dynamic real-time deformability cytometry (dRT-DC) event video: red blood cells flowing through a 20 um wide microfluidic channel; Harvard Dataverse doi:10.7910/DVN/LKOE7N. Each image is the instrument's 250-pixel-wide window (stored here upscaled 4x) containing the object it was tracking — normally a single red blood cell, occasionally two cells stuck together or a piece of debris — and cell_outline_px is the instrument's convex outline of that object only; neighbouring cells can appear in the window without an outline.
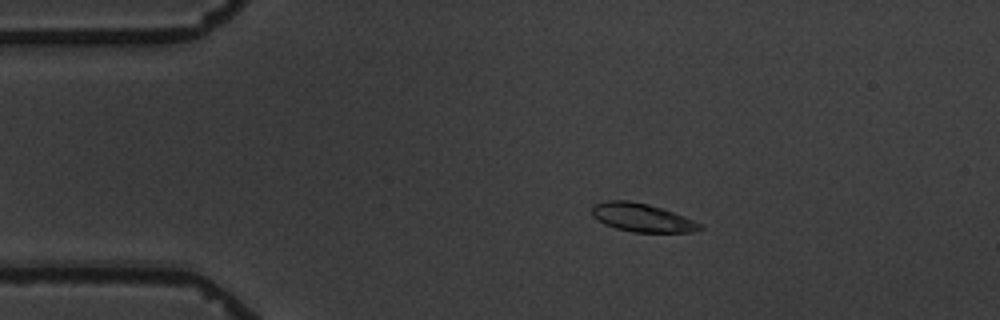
{"species": "common noctule bat (a hibernating species)", "species_latin": "Nyctalus noctula", "temperature_condition": "warm", "stored_images_in_passage": 7, "camera_frame_rate_fps": 3000, "um_per_image_px": 0.085, "animal": {"sex": "male", "body_mass_g": 19.5, "forearm_length_mm": 54.6}, "frame": {"image": 1, "passage_image": 3, "time_ms": 2.333, "image_size_px": [1000, 320], "cell_outline_px": [[704, 228], [692, 232], [632, 232], [616, 228], [604, 224], [592, 216], [592, 204], [608, 200], [628, 200], [648, 204], [684, 216], [700, 224]], "centroid_in_image_um": [54.52, 18.49], "position_along_channel_um": 30.5, "area_um2": 17.74}}
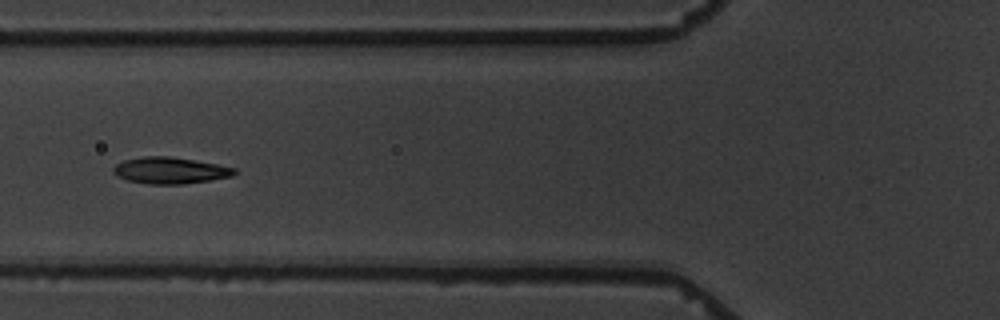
{"frame": {"image": 2, "passage_image": 6, "time_ms": 6.0, "image_size_px": [1000, 320], "cell_outline_px": [[236, 172], [232, 176], [212, 180], [184, 184], [148, 184], [128, 180], [116, 176], [112, 172], [112, 168], [116, 164], [124, 160], [144, 156], [168, 156], [216, 164], [236, 168]], "centroid_in_image_um": [14.43, 14.49], "position_along_channel_um": 111.4, "area_um2": 18.67}}
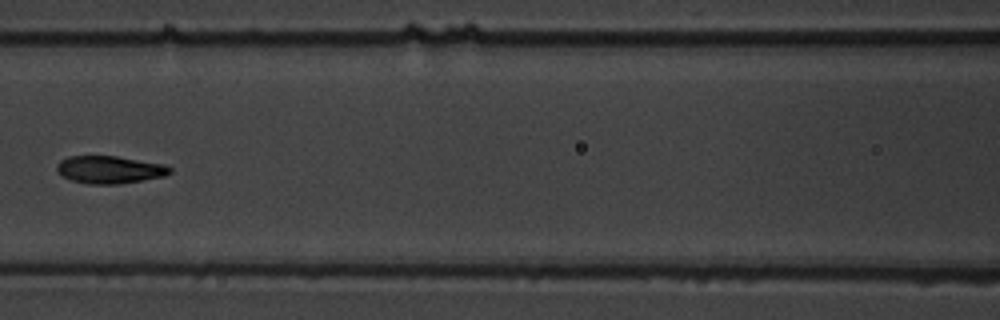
{"frame": {"image": 3, "passage_image": 7, "time_ms": 7.333, "image_size_px": [1000, 320], "cell_outline_px": [[172, 172], [164, 176], [116, 184], [88, 184], [72, 180], [64, 176], [56, 168], [56, 164], [60, 160], [68, 156], [116, 156], [164, 164], [172, 168]], "centroid_in_image_um": [9.32, 14.41], "position_along_channel_um": 157.3, "area_um2": 17.98}}